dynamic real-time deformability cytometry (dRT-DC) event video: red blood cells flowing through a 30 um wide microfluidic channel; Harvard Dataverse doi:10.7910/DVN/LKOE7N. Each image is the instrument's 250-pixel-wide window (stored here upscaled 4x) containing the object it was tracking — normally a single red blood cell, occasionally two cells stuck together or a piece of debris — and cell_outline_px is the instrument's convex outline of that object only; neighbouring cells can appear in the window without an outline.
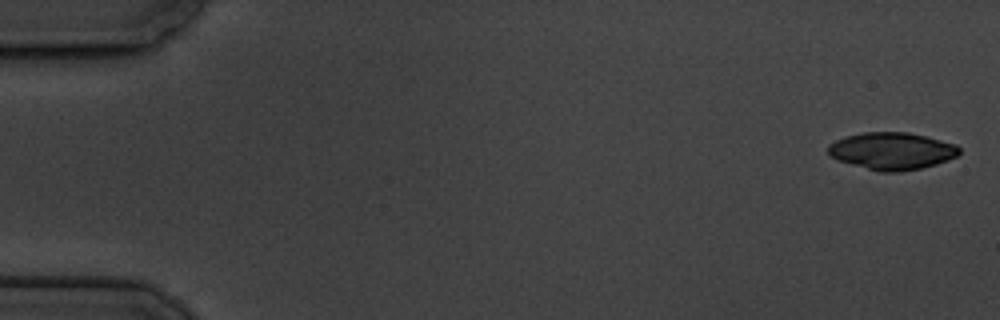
{"species": "common noctule bat (a hibernating species)", "species_latin": "Nyctalus noctula", "temperature_condition": "cold", "stored_images_in_passage": 5, "camera_frame_rate_fps": 3000, "um_per_image_px": 0.085, "animal": {"sex": "male", "body_mass_g": 19.5, "forearm_length_mm": 54.6}, "frame": {"image": 1, "passage_image": 1, "time_ms": 0.0, "image_size_px": [1000, 320], "cell_outline_px": [[960, 152], [956, 156], [948, 160], [936, 164], [920, 168], [900, 172], [880, 172], [836, 160], [828, 156], [828, 144], [844, 136], [860, 132], [908, 132], [956, 144], [960, 148]], "centroid_in_image_um": [75.77, 12.83], "position_along_channel_um": 9.2, "area_um2": 28.61}}